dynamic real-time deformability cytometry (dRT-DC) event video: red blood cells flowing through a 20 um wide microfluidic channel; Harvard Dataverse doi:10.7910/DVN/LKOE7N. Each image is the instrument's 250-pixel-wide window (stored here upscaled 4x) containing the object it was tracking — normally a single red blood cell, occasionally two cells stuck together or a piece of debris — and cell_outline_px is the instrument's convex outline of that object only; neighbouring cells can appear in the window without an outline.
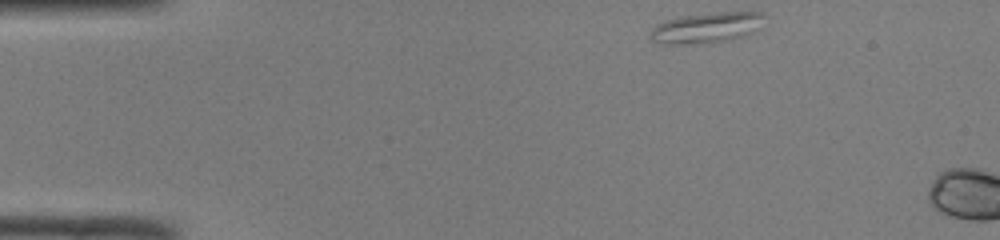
{"species": "common noctule bat (a hibernating species)", "species_latin": "Nyctalus noctula", "temperature_condition": "room temperature", "stored_images_in_passage": 4, "camera_frame_rate_fps": 3000, "um_per_image_px": 0.085, "animal": {"sex": "male", "body_mass_g": 19.0, "forearm_length_mm": 50.8}, "frame": {"image": 1, "passage_image": 1, "time_ms": 0.0, "image_size_px": [1000, 240], "cell_outline_px": [[764, 28], [744, 36], [732, 40], [688, 44], [660, 44], [652, 40], [648, 36], [648, 32], [656, 24], [664, 20], [684, 16], [716, 12], [764, 12]], "centroid_in_image_um": [60.08, 2.36], "position_along_channel_um": 24.9, "area_um2": 20.81}}